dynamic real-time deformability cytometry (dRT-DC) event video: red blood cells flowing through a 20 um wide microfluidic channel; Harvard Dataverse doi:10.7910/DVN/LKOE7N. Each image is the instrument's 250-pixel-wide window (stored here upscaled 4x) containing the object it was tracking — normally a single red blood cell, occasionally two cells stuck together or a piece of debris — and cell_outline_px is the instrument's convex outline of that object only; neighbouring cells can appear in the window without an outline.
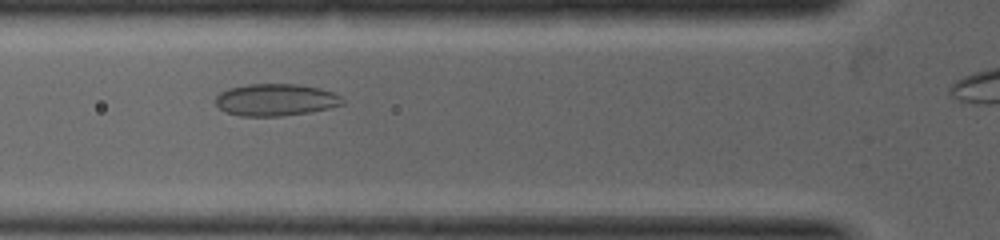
{"species": "common noctule bat (a hibernating species)", "species_latin": "Nyctalus noctula", "temperature_condition": "warm", "stored_images_in_passage": 7, "camera_frame_rate_fps": 5000, "um_per_image_px": 0.085, "animal": {"sex": "female", "body_mass_g": 19.0, "forearm_length_mm": 53.3}, "frame": {"image": 1, "passage_image": 5, "time_ms": 1.6, "image_size_px": [1000, 240], "cell_outline_px": [[344, 104], [328, 108], [308, 112], [280, 116], [240, 116], [224, 112], [216, 104], [216, 96], [220, 92], [228, 88], [248, 84], [296, 84], [320, 88], [332, 92], [340, 96], [344, 100]], "centroid_in_image_um": [23.41, 8.48], "position_along_channel_um": 102.4, "area_um2": 23.7}}
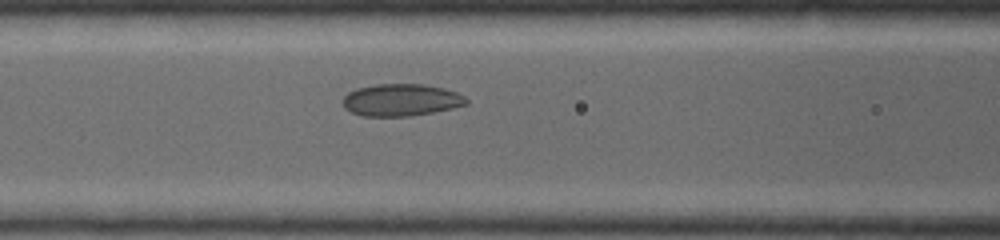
{"frame": {"image": 2, "passage_image": 6, "time_ms": 2.0, "image_size_px": [1000, 240], "cell_outline_px": [[468, 104], [452, 108], [412, 116], [364, 116], [352, 112], [344, 108], [344, 96], [348, 92], [356, 88], [376, 84], [424, 84], [444, 88], [456, 92], [464, 96], [468, 100]], "centroid_in_image_um": [34.1, 8.49], "position_along_channel_um": 132.5, "area_um2": 23.12}}